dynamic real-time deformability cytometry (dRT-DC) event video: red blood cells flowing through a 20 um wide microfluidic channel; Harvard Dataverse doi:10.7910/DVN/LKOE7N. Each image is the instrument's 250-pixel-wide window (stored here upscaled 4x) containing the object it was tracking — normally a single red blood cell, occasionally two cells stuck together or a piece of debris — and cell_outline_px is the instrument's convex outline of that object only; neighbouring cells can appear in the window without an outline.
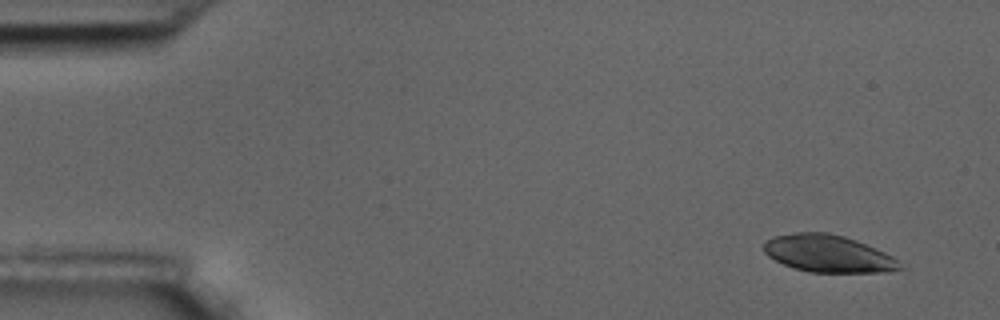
{"species": "common noctule bat (a hibernating species)", "species_latin": "Nyctalus noctula", "temperature_condition": "room temperature", "stored_images_in_passage": 9, "camera_frame_rate_fps": 3000, "um_per_image_px": 0.085, "animal": {"sex": "male", "body_mass_g": 17.5, "forearm_length_mm": 52.3}, "frame": {"image": 1, "passage_image": 1, "time_ms": 0.0, "image_size_px": [1000, 320], "cell_outline_px": [[908, 268], [888, 272], [808, 272], [784, 264], [768, 256], [764, 252], [764, 244], [772, 236], [796, 232], [828, 232], [844, 236], [856, 240], [876, 248], [892, 256]], "centroid_in_image_um": [70.45, 21.56], "position_along_channel_um": 14.6, "area_um2": 29.65}}